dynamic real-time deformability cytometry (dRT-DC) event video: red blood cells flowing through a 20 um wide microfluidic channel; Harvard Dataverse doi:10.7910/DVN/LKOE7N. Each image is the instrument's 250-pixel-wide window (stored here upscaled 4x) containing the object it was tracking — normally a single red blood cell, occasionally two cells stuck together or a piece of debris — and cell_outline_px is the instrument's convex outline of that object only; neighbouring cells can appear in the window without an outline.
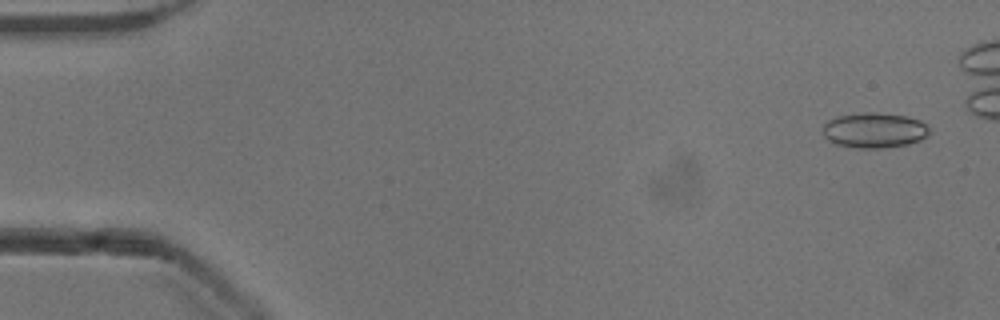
{"species": "common noctule bat (a hibernating species)", "species_latin": "Nyctalus noctula", "temperature_condition": "cold", "stored_images_in_passage": 46, "camera_frame_rate_fps": 3000, "um_per_image_px": 0.085, "animal": {"sex": "male", "body_mass_g": 13.3}, "frame": {"image": 1, "passage_image": 3, "time_ms": 0.667, "image_size_px": [1000, 320], "cell_outline_px": [[932, 132], [928, 136], [920, 140], [908, 144], [884, 148], [856, 148], [836, 144], [828, 140], [824, 136], [824, 124], [828, 120], [840, 116], [864, 112], [880, 112], [908, 116], [920, 120], [928, 124]], "centroid_in_image_um": [74.39, 11.07], "position_along_channel_um": 10.6, "area_um2": 22.2}}
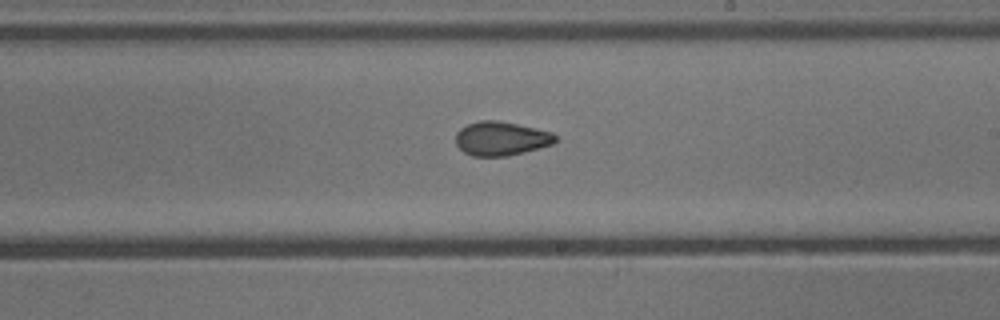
{"frame": {"image": 2, "passage_image": 31, "time_ms": 10.0, "image_size_px": [1000, 320], "cell_outline_px": [[556, 140], [552, 144], [524, 152], [508, 156], [472, 156], [464, 152], [456, 144], [456, 132], [460, 128], [468, 124], [480, 120], [496, 120], [516, 124], [552, 132], [556, 136]], "centroid_in_image_um": [42.57, 11.78], "position_along_channel_um": 246.4, "area_um2": 19.59}}
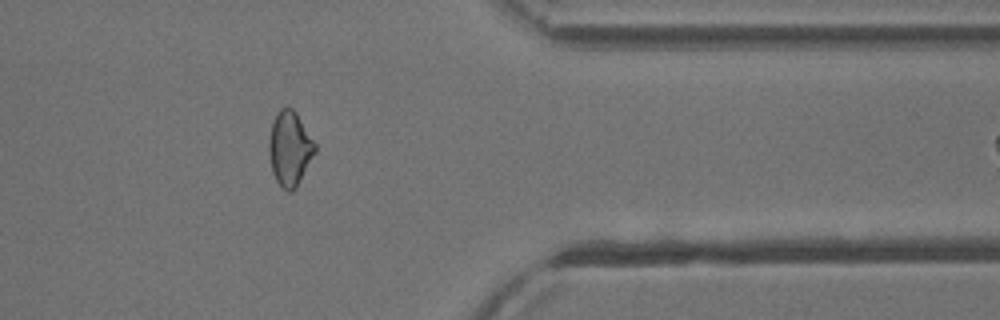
{"frame": {"image": 3, "passage_image": 43, "time_ms": 14.0, "image_size_px": [1000, 320], "cell_outline_px": [[316, 152], [296, 188], [292, 192], [288, 192], [276, 180], [272, 172], [268, 152], [268, 140], [272, 120], [276, 112], [280, 108], [292, 108], [296, 112], [316, 144]], "centroid_in_image_um": [24.62, 12.61], "position_along_channel_um": 386.8, "area_um2": 20.17}}